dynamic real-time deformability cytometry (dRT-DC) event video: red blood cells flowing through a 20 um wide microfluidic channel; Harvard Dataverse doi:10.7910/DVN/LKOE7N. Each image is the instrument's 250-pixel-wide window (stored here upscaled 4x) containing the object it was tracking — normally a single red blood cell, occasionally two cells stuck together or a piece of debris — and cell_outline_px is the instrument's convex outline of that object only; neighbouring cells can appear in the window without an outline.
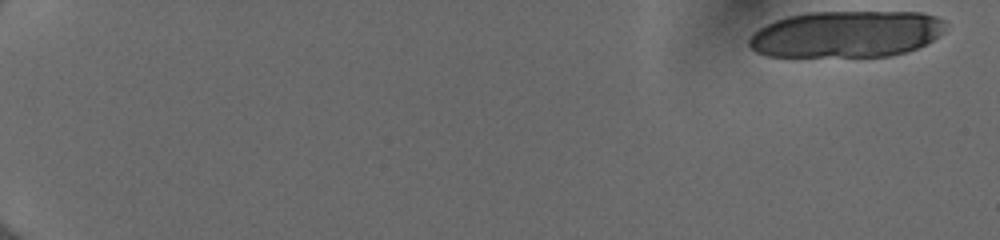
{"species": "human", "species_latin": "Homo sapiens", "temperature_condition": "cold", "stored_images_in_passage": 24, "camera_frame_rate_fps": 3000, "um_per_image_px": 0.085, "donor": {"sex": "female"}, "frame": {"image": 1, "passage_image": 1, "time_ms": 0.0, "image_size_px": [1000, 240], "cell_outline_px": [[948, 24], [944, 32], [932, 40], [916, 48], [904, 52], [888, 56], [768, 56], [756, 52], [748, 44], [748, 40], [760, 28], [776, 20], [788, 16], [808, 12], [920, 12], [936, 16], [944, 20]], "centroid_in_image_um": [71.98, 2.89], "position_along_channel_um": 13.0, "area_um2": 53.29}}
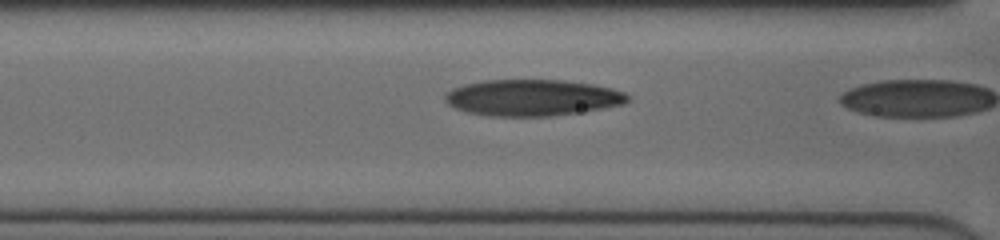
{"frame": {"image": 2, "passage_image": 23, "time_ms": 7.333, "image_size_px": [1000, 240], "cell_outline_px": [[628, 100], [624, 104], [576, 112], [548, 116], [488, 116], [468, 112], [456, 108], [448, 104], [444, 100], [444, 96], [452, 88], [464, 84], [484, 80], [564, 80], [592, 84], [612, 88], [624, 92], [628, 96]], "centroid_in_image_um": [45.21, 8.29], "position_along_channel_um": 121.4, "area_um2": 38.44}}